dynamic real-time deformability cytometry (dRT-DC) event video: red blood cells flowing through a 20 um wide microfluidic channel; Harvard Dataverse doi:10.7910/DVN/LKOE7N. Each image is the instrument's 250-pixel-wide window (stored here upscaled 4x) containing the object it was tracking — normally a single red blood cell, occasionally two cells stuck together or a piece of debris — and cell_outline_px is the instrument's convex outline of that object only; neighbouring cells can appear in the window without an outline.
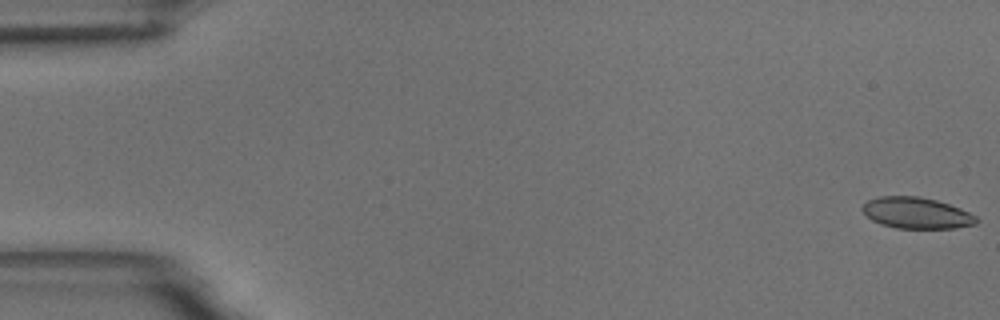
{"species": "common noctule bat (a hibernating species)", "species_latin": "Nyctalus noctula", "temperature_condition": "room temperature", "stored_images_in_passage": 56, "camera_frame_rate_fps": 3000, "um_per_image_px": 0.085, "animal": {"sex": "male", "body_mass_g": 18.8}, "frame": {"image": 1, "passage_image": 1, "time_ms": 0.0, "image_size_px": [1000, 320], "cell_outline_px": [[980, 220], [976, 224], [956, 228], [896, 228], [880, 224], [872, 220], [860, 208], [868, 200], [880, 196], [916, 196], [936, 200], [960, 208], [976, 216]], "centroid_in_image_um": [77.91, 18.11], "position_along_channel_um": 7.1, "area_um2": 20.69}}
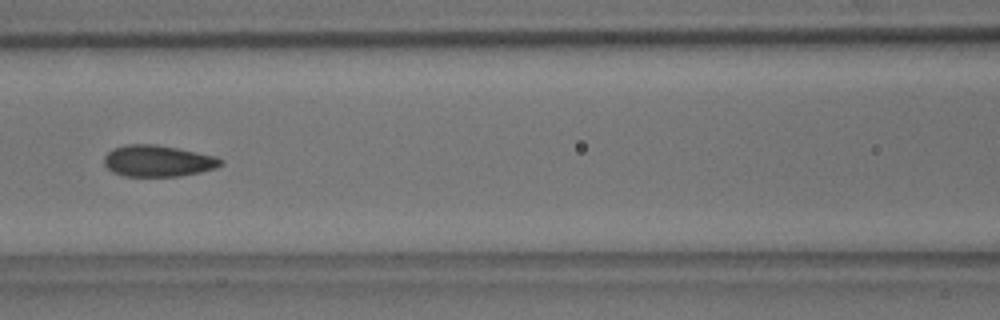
{"frame": {"image": 2, "passage_image": 25, "time_ms": 8.0, "image_size_px": [1000, 320], "cell_outline_px": [[224, 164], [216, 168], [200, 172], [180, 176], [124, 176], [112, 172], [104, 164], [104, 156], [112, 148], [124, 144], [156, 144], [216, 156], [224, 160]], "centroid_in_image_um": [13.42, 13.67], "position_along_channel_um": 153.2, "area_um2": 21.5}}
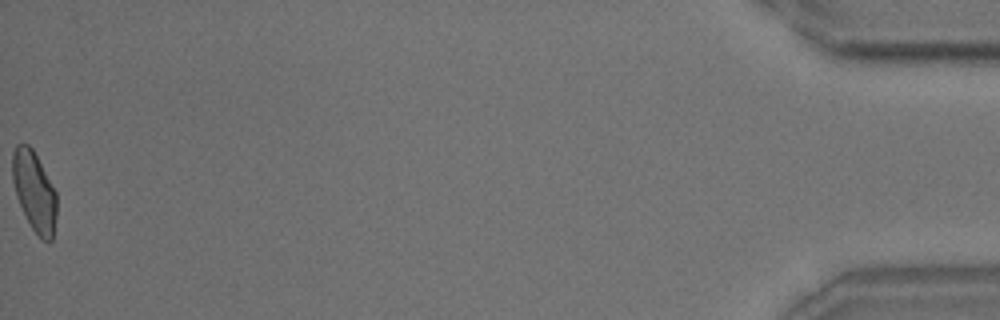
{"frame": {"image": 3, "passage_image": 56, "time_ms": 18.333, "image_size_px": [1000, 320], "cell_outline_px": [[56, 216], [52, 240], [48, 244], [32, 228], [16, 196], [12, 180], [12, 152], [16, 144], [28, 144], [32, 148], [56, 192]], "centroid_in_image_um": [2.9, 16.25], "position_along_channel_um": 432.3, "area_um2": 20.35}, "authors_computed_cell_mechanics": {"area_um2": 21.3282, "velocity_mm_per_s": 3.6684, "shape_relaxation_time_tau1_ms": 5.0602, "shape_relaxation_time_tau2_ms": 1.2064, "deformation_change_tau1": 0.1361, "deformation_change_tau2": 0.0665}}